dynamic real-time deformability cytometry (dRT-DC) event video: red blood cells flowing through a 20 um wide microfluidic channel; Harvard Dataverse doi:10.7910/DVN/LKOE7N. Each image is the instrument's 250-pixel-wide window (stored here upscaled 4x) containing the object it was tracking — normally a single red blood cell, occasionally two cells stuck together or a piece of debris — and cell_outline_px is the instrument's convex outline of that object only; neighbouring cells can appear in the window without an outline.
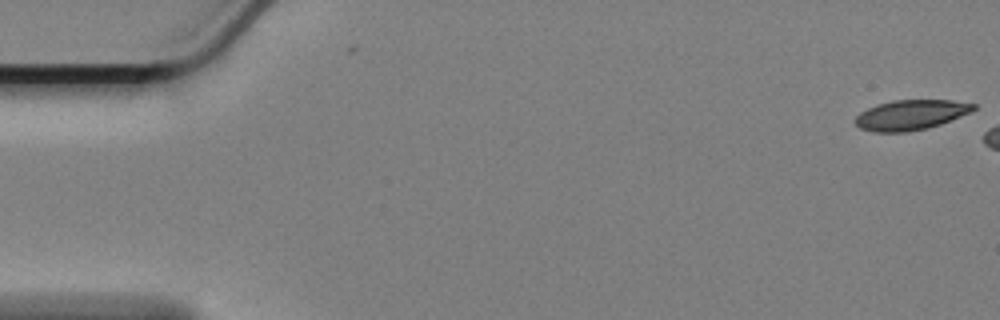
{"species": "Egyptian fruit bat (a non-hibernating species)", "species_latin": "Rousettus aegyptiacus", "temperature_condition": "cold", "stored_images_in_passage": 2, "camera_frame_rate_fps": 3000, "um_per_image_px": 0.085, "animal": {"sex": "female"}, "frame": {"image": 1, "passage_image": 2, "time_ms": 0.333, "image_size_px": [1000, 320], "cell_outline_px": [[976, 108], [972, 112], [940, 124], [928, 128], [908, 132], [872, 132], [860, 128], [852, 120], [860, 112], [876, 104], [892, 100], [952, 100], [976, 104]], "centroid_in_image_um": [77.4, 9.77], "position_along_channel_um": 7.6, "area_um2": 20.92}}